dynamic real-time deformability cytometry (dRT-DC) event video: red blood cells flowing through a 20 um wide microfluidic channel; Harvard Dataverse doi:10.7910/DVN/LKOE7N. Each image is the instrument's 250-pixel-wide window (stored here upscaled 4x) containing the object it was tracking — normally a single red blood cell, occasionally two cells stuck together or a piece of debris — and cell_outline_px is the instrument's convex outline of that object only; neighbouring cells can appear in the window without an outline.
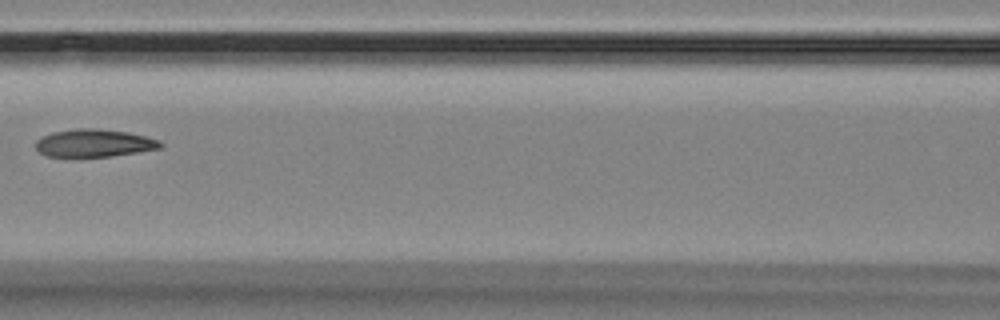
{"species": "Egyptian fruit bat (a non-hibernating species)", "species_latin": "Rousettus aegyptiacus", "temperature_condition": "room temperature", "stored_images_in_passage": 7, "camera_frame_rate_fps": 3000, "um_per_image_px": 0.085, "animal": {"sex": "female"}, "frame": {"image": 1, "passage_image": 7, "time_ms": 8.0, "image_size_px": [1000, 320], "cell_outline_px": [[164, 144], [160, 148], [112, 156], [48, 156], [40, 152], [36, 148], [36, 140], [52, 132], [76, 128], [96, 128], [128, 132], [160, 140]], "centroid_in_image_um": [8.01, 12.15], "position_along_channel_um": 158.6, "area_um2": 19.94}}